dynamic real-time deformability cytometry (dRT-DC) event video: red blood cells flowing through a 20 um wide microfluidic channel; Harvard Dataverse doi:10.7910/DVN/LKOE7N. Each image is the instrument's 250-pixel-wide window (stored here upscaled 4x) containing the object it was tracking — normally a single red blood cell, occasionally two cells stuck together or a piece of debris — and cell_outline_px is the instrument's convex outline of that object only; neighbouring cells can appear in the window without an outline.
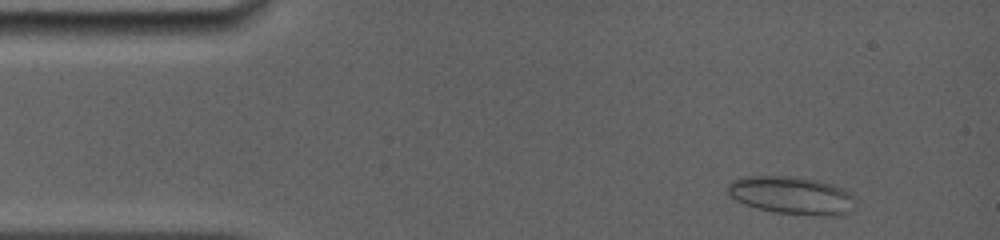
{"species": "common noctule bat (a hibernating species)", "species_latin": "Nyctalus noctula", "temperature_condition": "room temperature", "stored_images_in_passage": 27, "camera_frame_rate_fps": 5000, "um_per_image_px": 0.085, "animal": {"sex": "female", "body_mass_g": 19.0, "forearm_length_mm": 56.7}, "frame": {"image": 1, "passage_image": 2, "time_ms": 0.4, "image_size_px": [1000, 240], "cell_outline_px": [[856, 200], [852, 212], [840, 216], [820, 216], [772, 212], [744, 204], [736, 200], [728, 192], [728, 184], [732, 180], [744, 176], [800, 176], [832, 184], [844, 188], [856, 196]], "centroid_in_image_um": [67.37, 16.61], "position_along_channel_um": 17.6, "area_um2": 28.73}}
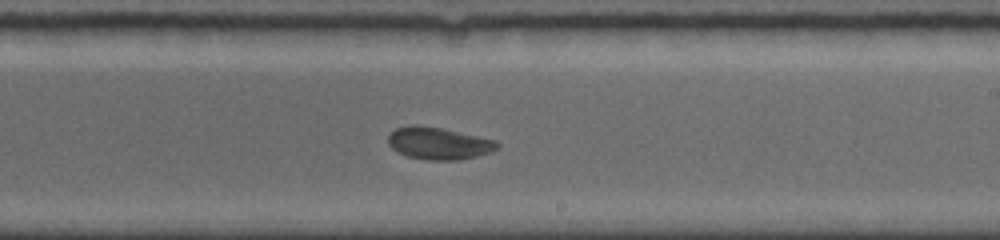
{"frame": {"image": 2, "passage_image": 15, "time_ms": 8.4, "image_size_px": [1000, 240], "cell_outline_px": [[500, 144], [492, 152], [460, 160], [428, 160], [408, 156], [392, 148], [388, 144], [388, 132], [396, 128], [412, 124], [416, 124], [444, 128], [496, 140]], "centroid_in_image_um": [37.28, 12.16], "position_along_channel_um": 251.7, "area_um2": 20.63}}
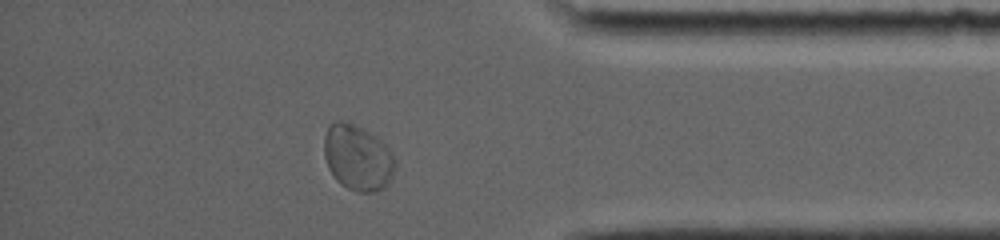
{"frame": {"image": 3, "passage_image": 24, "time_ms": 12.6, "image_size_px": [1000, 240], "cell_outline_px": [[396, 164], [388, 184], [384, 188], [376, 192], [356, 192], [340, 184], [336, 180], [328, 168], [324, 156], [324, 136], [328, 124], [336, 120], [340, 120], [364, 128], [376, 136], [388, 148], [396, 160]], "centroid_in_image_um": [30.38, 13.4], "position_along_channel_um": 404.8, "area_um2": 27.46}, "authors_computed_cell_mechanics": {"area_um2": 21.2126, "velocity_mm_per_s": 3.8905, "shape_relaxation_time_tau1_ms": 9.9073, "shape_relaxation_time_tau2_ms": 1.4817, "deformation_change_tau1": 0.1228, "deformation_change_tau2": 0.0313}}